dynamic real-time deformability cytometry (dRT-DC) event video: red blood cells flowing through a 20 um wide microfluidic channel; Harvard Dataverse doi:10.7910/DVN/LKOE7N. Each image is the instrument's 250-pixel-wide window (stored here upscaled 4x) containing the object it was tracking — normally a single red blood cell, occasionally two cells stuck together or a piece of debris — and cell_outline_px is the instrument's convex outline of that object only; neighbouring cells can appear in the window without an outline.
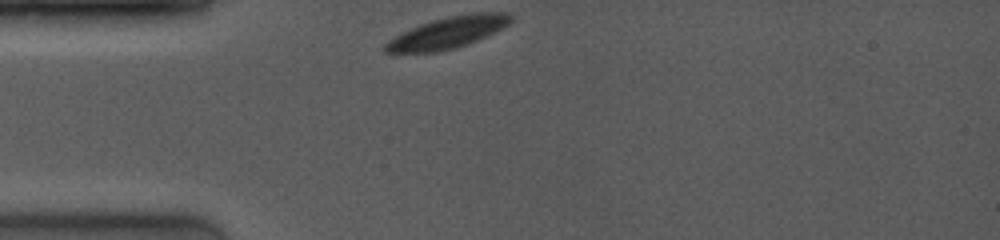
{"species": "common noctule bat (a hibernating species)", "species_latin": "Nyctalus noctula", "temperature_condition": "room temperature", "stored_images_in_passage": 26, "camera_frame_rate_fps": 4000, "um_per_image_px": 0.085, "animal": {"sex": "female", "body_mass_g": 19.0, "forearm_length_mm": 53.3}, "frame": {"image": 1, "passage_image": 1, "time_ms": 0.0, "image_size_px": [1000, 240], "cell_outline_px": [[512, 20], [508, 24], [476, 40], [456, 48], [440, 52], [384, 52], [384, 44], [388, 40], [420, 24], [432, 20], [448, 16], [476, 12], [508, 12], [512, 16]], "centroid_in_image_um": [38.06, 2.76], "position_along_channel_um": 46.9, "area_um2": 22.6}}
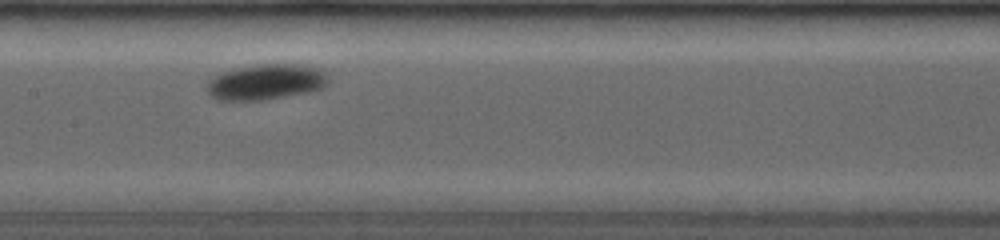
{"frame": {"image": 2, "passage_image": 17, "time_ms": 4.0, "image_size_px": [1000, 240], "cell_outline_px": [[328, 84], [324, 88], [308, 92], [264, 100], [216, 100], [208, 92], [208, 80], [220, 72], [236, 68], [260, 64], [292, 64], [316, 68], [324, 72], [328, 76]], "centroid_in_image_um": [22.6, 6.97], "position_along_channel_um": 184.8, "area_um2": 25.09}}
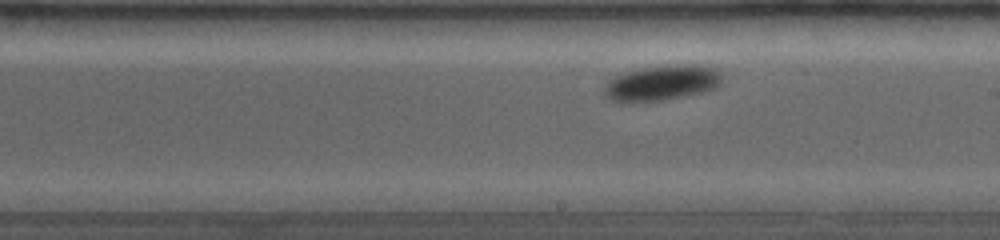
{"frame": {"image": 3, "passage_image": 22, "time_ms": 5.25, "image_size_px": [1000, 240], "cell_outline_px": [[720, 84], [716, 88], [700, 92], [660, 100], [620, 104], [612, 100], [604, 92], [604, 88], [616, 76], [640, 68], [668, 64], [696, 64], [720, 68]], "centroid_in_image_um": [56.29, 7.03], "position_along_channel_um": 232.7, "area_um2": 24.22}}